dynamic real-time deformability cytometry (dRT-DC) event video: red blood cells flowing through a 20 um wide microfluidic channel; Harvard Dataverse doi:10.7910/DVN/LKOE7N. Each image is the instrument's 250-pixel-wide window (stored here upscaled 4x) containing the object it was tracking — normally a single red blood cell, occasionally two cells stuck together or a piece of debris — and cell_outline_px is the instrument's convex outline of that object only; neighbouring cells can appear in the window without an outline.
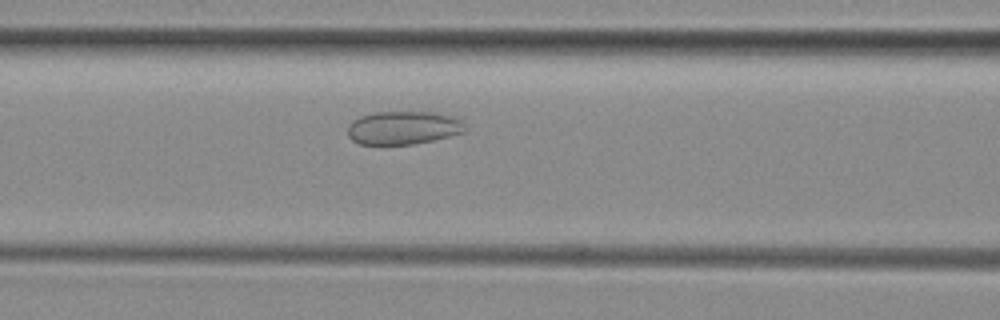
{"species": "common noctule bat (a hibernating species)", "species_latin": "Nyctalus noctula", "temperature_condition": "room temperature", "stored_images_in_passage": 41, "camera_frame_rate_fps": 3000, "um_per_image_px": 0.085, "animal": {"sex": "female", "body_mass_g": 29.2, "forearm_length_mm": 56.3}, "frame": {"image": 1, "passage_image": 11, "time_ms": 3.333, "image_size_px": [1000, 320], "cell_outline_px": [[464, 132], [432, 140], [412, 144], [360, 144], [352, 140], [348, 136], [348, 124], [352, 120], [360, 116], [376, 112], [436, 112], [460, 120], [464, 124]], "centroid_in_image_um": [34.22, 10.86], "position_along_channel_um": 132.4, "area_um2": 22.54}}
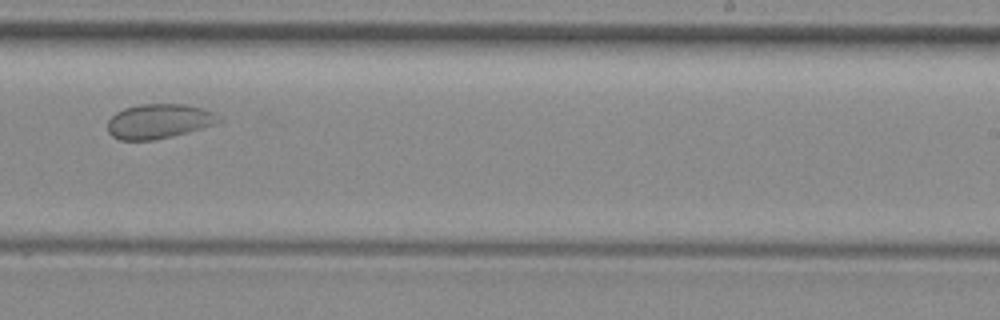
{"frame": {"image": 2, "passage_image": 22, "time_ms": 7.0, "image_size_px": [1000, 320], "cell_outline_px": [[224, 120], [216, 124], [172, 136], [152, 140], [120, 140], [112, 136], [108, 132], [108, 120], [116, 112], [124, 108], [140, 104], [184, 104], [216, 112]], "centroid_in_image_um": [13.52, 10.3], "position_along_channel_um": 275.5, "area_um2": 22.48}}
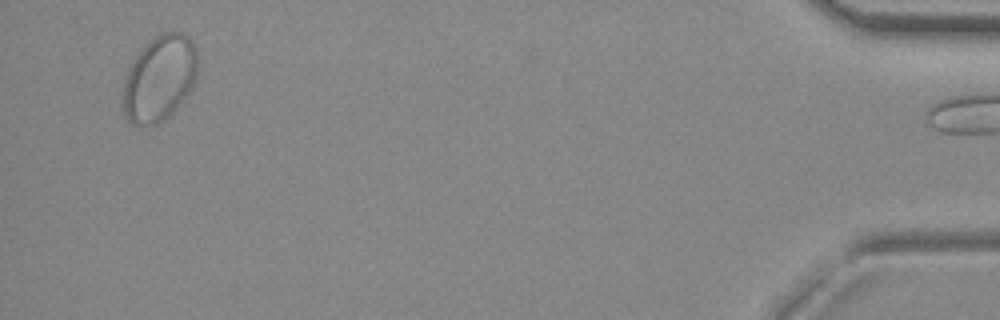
{"frame": {"image": 3, "passage_image": 40, "time_ms": 13.0, "image_size_px": [1000, 320], "cell_outline_px": [[196, 80], [192, 88], [172, 112], [164, 120], [156, 124], [132, 124], [124, 116], [124, 84], [128, 68], [136, 56], [156, 36], [164, 32], [180, 32], [188, 36], [192, 40], [196, 48]], "centroid_in_image_um": [13.57, 6.66], "position_along_channel_um": 421.6, "area_um2": 36.65}}